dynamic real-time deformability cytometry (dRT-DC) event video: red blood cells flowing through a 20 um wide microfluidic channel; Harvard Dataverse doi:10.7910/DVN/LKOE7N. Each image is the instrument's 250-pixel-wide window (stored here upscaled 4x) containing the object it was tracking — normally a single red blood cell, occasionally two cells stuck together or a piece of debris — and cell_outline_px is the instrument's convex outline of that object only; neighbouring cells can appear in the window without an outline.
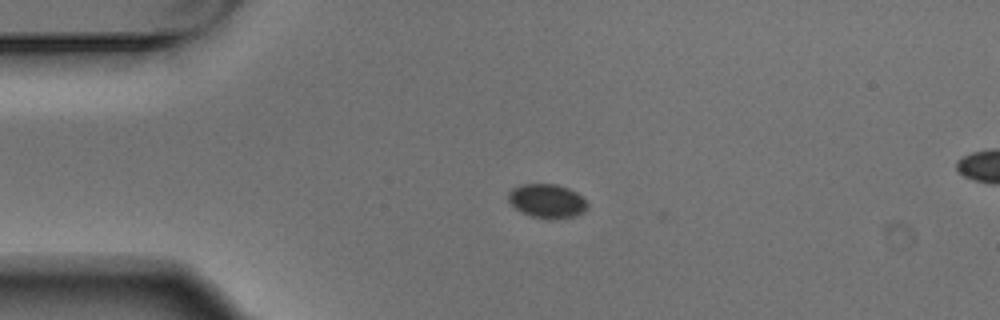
{"species": "Egyptian fruit bat (a non-hibernating species)", "species_latin": "Rousettus aegyptiacus", "temperature_condition": "warm", "stored_images_in_passage": 4, "camera_frame_rate_fps": 3000, "um_per_image_px": 0.085, "animal": {"sex": "male"}, "frame": {"image": 1, "passage_image": 2, "time_ms": 0.333, "image_size_px": [1000, 320], "cell_outline_px": [[588, 208], [584, 212], [576, 216], [552, 220], [548, 220], [532, 216], [520, 212], [508, 200], [508, 192], [512, 188], [520, 184], [556, 184], [568, 188], [576, 192], [588, 204]], "centroid_in_image_um": [46.5, 17.1], "position_along_channel_um": 38.5, "area_um2": 15.84}}
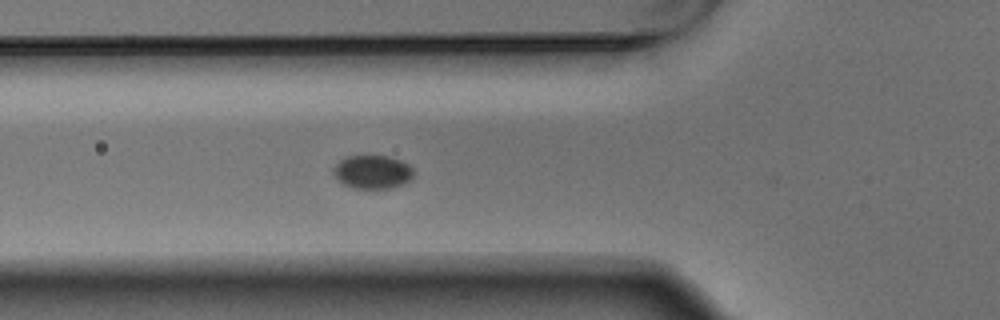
{"frame": {"image": 2, "passage_image": 4, "time_ms": 1.0, "image_size_px": [1000, 320], "cell_outline_px": [[416, 172], [412, 180], [404, 184], [392, 188], [352, 188], [340, 184], [332, 176], [332, 168], [340, 160], [348, 156], [388, 156], [400, 160], [408, 164]], "centroid_in_image_um": [31.65, 14.63], "position_along_channel_um": 94.2, "area_um2": 16.13}}